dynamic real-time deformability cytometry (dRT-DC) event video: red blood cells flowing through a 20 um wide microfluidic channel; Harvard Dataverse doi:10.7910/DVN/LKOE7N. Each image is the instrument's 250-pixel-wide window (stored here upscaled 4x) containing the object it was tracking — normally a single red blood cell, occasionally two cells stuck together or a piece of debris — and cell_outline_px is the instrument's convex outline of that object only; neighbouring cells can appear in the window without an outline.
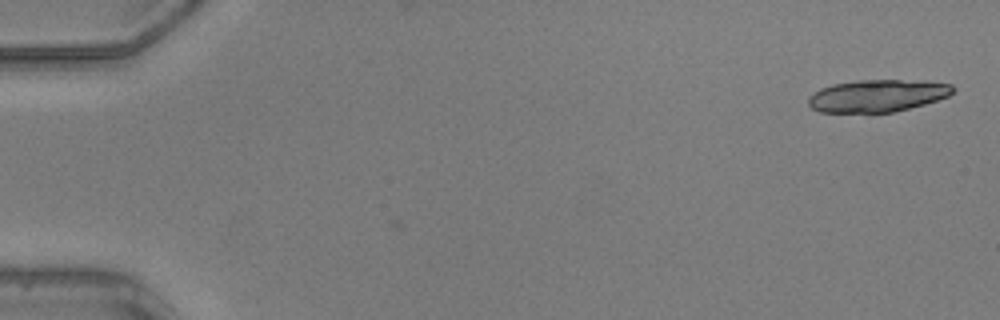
{"species": "common noctule bat (a hibernating species)", "species_latin": "Nyctalus noctula", "temperature_condition": "warm", "stored_images_in_passage": 18, "camera_frame_rate_fps": 3000, "um_per_image_px": 0.085, "animal": {"sex": "male", "body_mass_g": 20.5, "forearm_length_mm": 52.5}, "frame": {"image": 1, "passage_image": 2, "time_ms": 0.333, "image_size_px": [1000, 320], "cell_outline_px": [[956, 88], [948, 96], [924, 104], [892, 112], [820, 112], [812, 108], [808, 104], [808, 96], [820, 88], [832, 84], [856, 80], [928, 80], [952, 84]], "centroid_in_image_um": [74.59, 8.12], "position_along_channel_um": 10.4, "area_um2": 27.34}}